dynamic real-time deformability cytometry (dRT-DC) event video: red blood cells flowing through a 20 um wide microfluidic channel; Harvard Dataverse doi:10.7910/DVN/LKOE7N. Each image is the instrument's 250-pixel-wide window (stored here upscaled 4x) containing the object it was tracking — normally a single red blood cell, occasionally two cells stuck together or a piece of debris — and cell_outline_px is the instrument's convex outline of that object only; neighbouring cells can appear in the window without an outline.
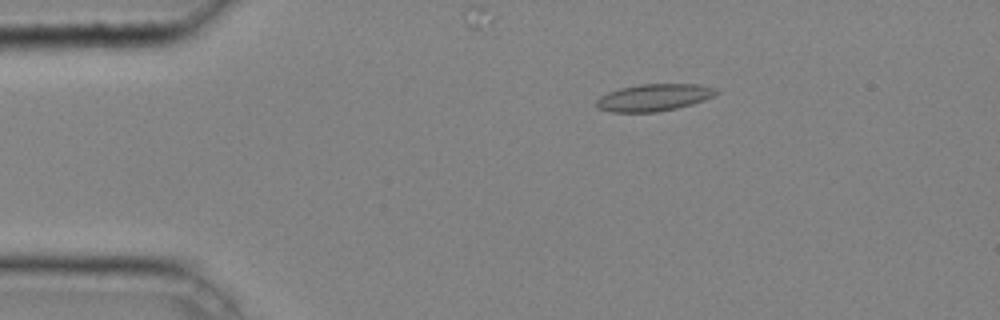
{"species": "common noctule bat (a hibernating species)", "species_latin": "Nyctalus noctula", "temperature_condition": "cold", "stored_images_in_passage": 35, "camera_frame_rate_fps": 3000, "um_per_image_px": 0.085, "animal": {"sex": "male", "body_mass_g": 20.4}, "frame": {"image": 1, "passage_image": 2, "time_ms": 0.333, "image_size_px": [1000, 320], "cell_outline_px": [[720, 92], [704, 100], [692, 104], [676, 108], [656, 112], [612, 112], [596, 108], [596, 100], [600, 96], [608, 92], [620, 88], [640, 84], [700, 84], [716, 88]], "centroid_in_image_um": [55.57, 8.28], "position_along_channel_um": 29.4, "area_um2": 18.96}}
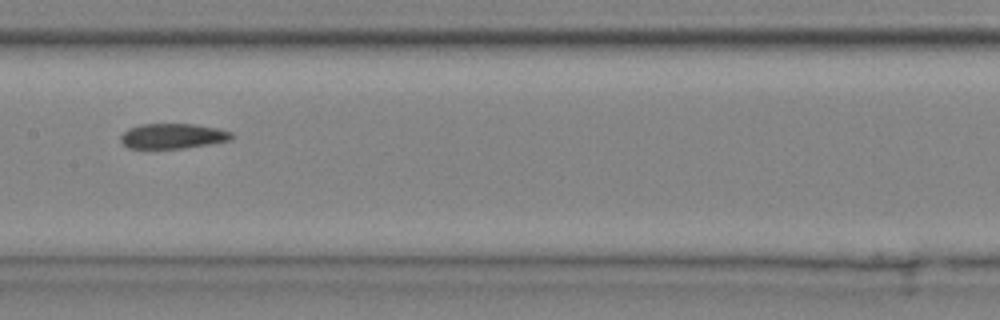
{"frame": {"image": 2, "passage_image": 17, "time_ms": 5.333, "image_size_px": [1000, 320], "cell_outline_px": [[236, 136], [232, 140], [184, 148], [128, 148], [120, 140], [120, 136], [128, 128], [140, 124], [196, 124], [220, 128], [232, 132]], "centroid_in_image_um": [14.74, 11.55], "position_along_channel_um": 192.7, "area_um2": 16.42}}
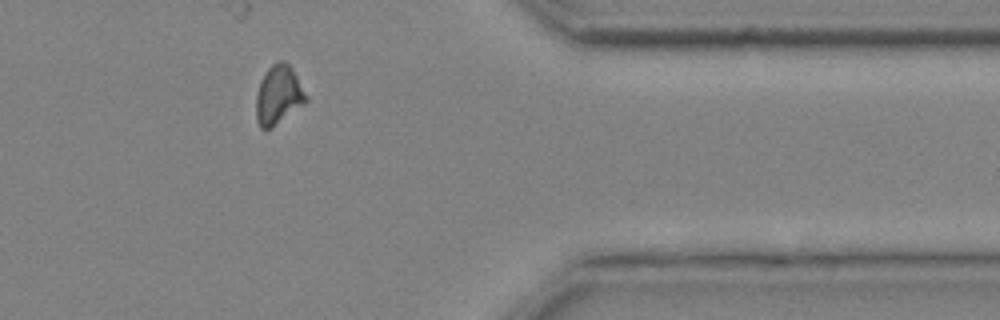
{"frame": {"image": 3, "passage_image": 32, "time_ms": 10.333, "image_size_px": [1000, 320], "cell_outline_px": [[308, 100], [304, 104], [272, 128], [260, 128], [256, 120], [256, 96], [260, 80], [268, 68], [276, 60], [284, 60], [292, 68], [308, 96]], "centroid_in_image_um": [23.67, 8.06], "position_along_channel_um": 387.7, "area_um2": 17.28}, "authors_computed_cell_mechanics": {"area_um2": 17.2244, "velocity_mm_per_s": 4.2675, "shape_relaxation_time_tau1_ms": null, "shape_relaxation_time_tau2_ms": 9.0232, "deformation_change_tau1": null, "deformation_change_tau2": 0.1557}}